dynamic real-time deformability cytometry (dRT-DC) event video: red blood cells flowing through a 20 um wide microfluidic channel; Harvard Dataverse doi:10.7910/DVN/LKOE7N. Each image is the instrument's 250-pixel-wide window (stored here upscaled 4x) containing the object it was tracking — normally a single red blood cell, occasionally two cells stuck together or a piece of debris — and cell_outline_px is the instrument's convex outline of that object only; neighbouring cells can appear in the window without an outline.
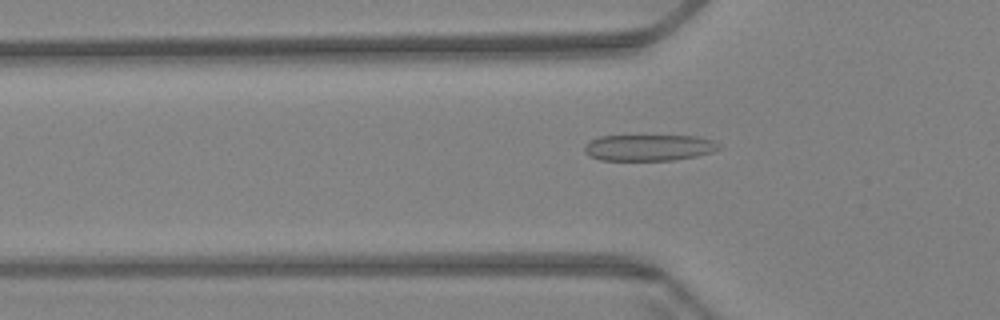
{"species": "Egyptian fruit bat (a non-hibernating species)", "species_latin": "Rousettus aegyptiacus", "temperature_condition": "warm", "stored_images_in_passage": 60, "camera_frame_rate_fps": 3000, "um_per_image_px": 0.085, "animal": {"sex": "female"}, "frame": {"image": 1, "passage_image": 20, "time_ms": 6.333, "image_size_px": [1000, 320], "cell_outline_px": [[720, 148], [712, 152], [696, 156], [672, 160], [600, 160], [584, 152], [584, 144], [600, 136], [696, 136], [712, 140], [720, 144]], "centroid_in_image_um": [55.16, 12.55], "position_along_channel_um": 70.6, "area_um2": 20.46}}
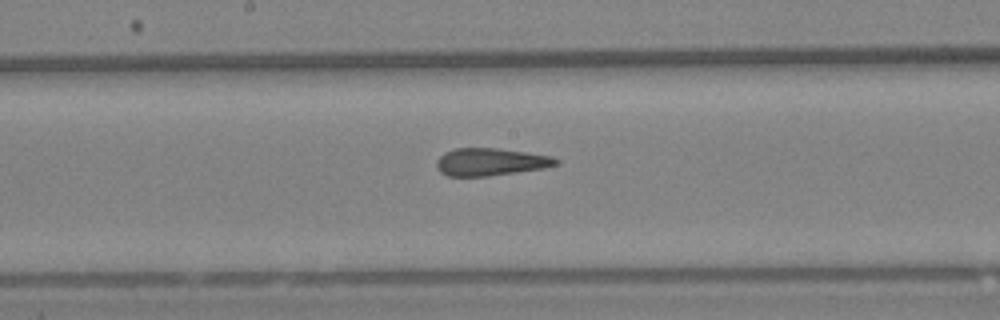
{"frame": {"image": 2, "passage_image": 32, "time_ms": 10.333, "image_size_px": [1000, 320], "cell_outline_px": [[560, 164], [544, 168], [488, 176], [448, 176], [440, 172], [436, 168], [436, 160], [444, 152], [456, 148], [496, 148], [552, 156], [560, 160]], "centroid_in_image_um": [41.69, 13.76], "position_along_channel_um": 206.5, "area_um2": 19.19}}
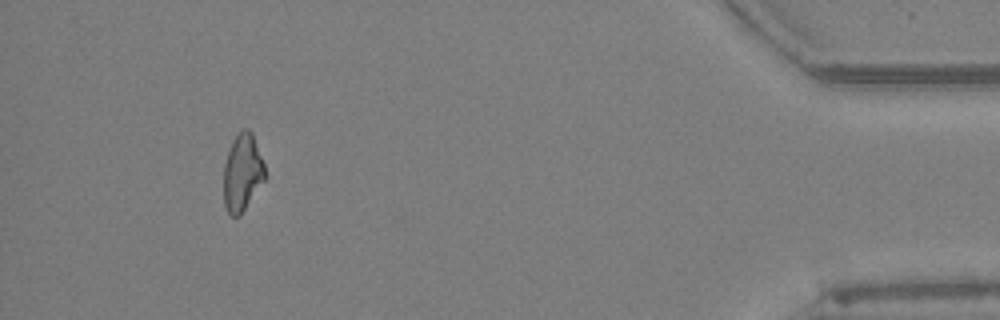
{"frame": {"image": 3, "passage_image": 56, "time_ms": 18.333, "image_size_px": [1000, 320], "cell_outline_px": [[264, 180], [240, 216], [232, 216], [228, 212], [224, 204], [224, 164], [232, 140], [244, 128], [248, 128], [252, 132], [264, 164]], "centroid_in_image_um": [20.59, 14.67], "position_along_channel_um": 414.6, "area_um2": 18.32}, "authors_computed_cell_mechanics": {"area_um2": 19.941, "velocity_mm_per_s": 3.4016, "shape_relaxation_time_tau1_ms": null, "shape_relaxation_time_tau2_ms": 2.2844, "deformation_change_tau1": null, "deformation_change_tau2": 0.0904}}